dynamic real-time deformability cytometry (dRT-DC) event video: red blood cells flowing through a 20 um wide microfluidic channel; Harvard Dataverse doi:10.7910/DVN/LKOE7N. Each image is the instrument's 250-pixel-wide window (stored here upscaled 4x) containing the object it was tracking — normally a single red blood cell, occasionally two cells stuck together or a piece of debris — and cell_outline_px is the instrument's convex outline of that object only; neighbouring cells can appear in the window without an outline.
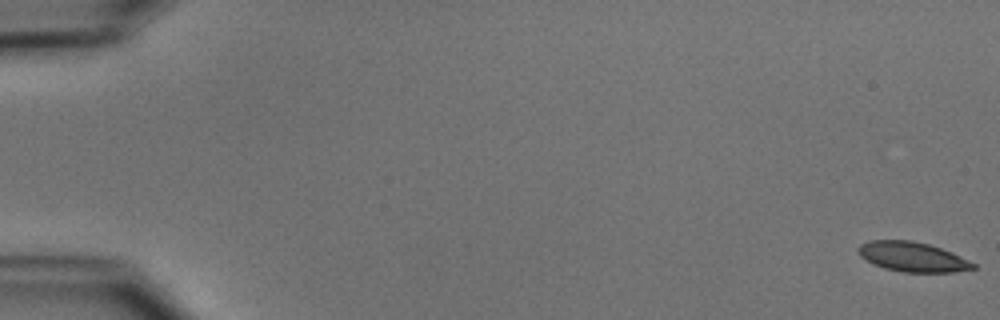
{"species": "common noctule bat (a hibernating species)", "species_latin": "Nyctalus noctula", "temperature_condition": "cold", "stored_images_in_passage": 52, "camera_frame_rate_fps": 3000, "um_per_image_px": 0.085, "animal": {"sex": "male", "body_mass_g": 15.6}, "frame": {"image": 1, "passage_image": 1, "time_ms": 0.0, "image_size_px": [1000, 320], "cell_outline_px": [[976, 268], [952, 272], [904, 272], [884, 268], [860, 256], [856, 248], [860, 244], [868, 240], [912, 240], [928, 244], [952, 252], [976, 264]], "centroid_in_image_um": [77.55, 21.82], "position_along_channel_um": 7.4, "area_um2": 19.77}}
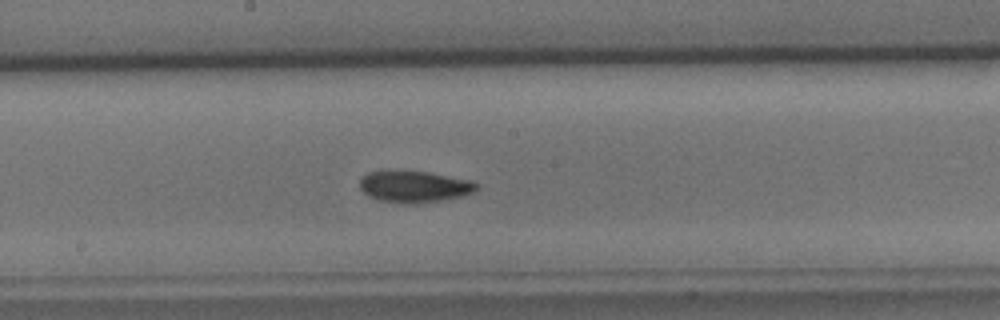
{"frame": {"image": 2, "passage_image": 29, "time_ms": 9.333, "image_size_px": [1000, 320], "cell_outline_px": [[480, 184], [472, 192], [460, 196], [444, 200], [416, 204], [408, 204], [380, 200], [368, 196], [360, 188], [360, 176], [368, 172], [384, 168], [388, 168], [428, 172], [472, 180]], "centroid_in_image_um": [35.15, 15.82], "position_along_channel_um": 213.0, "area_um2": 22.2}}
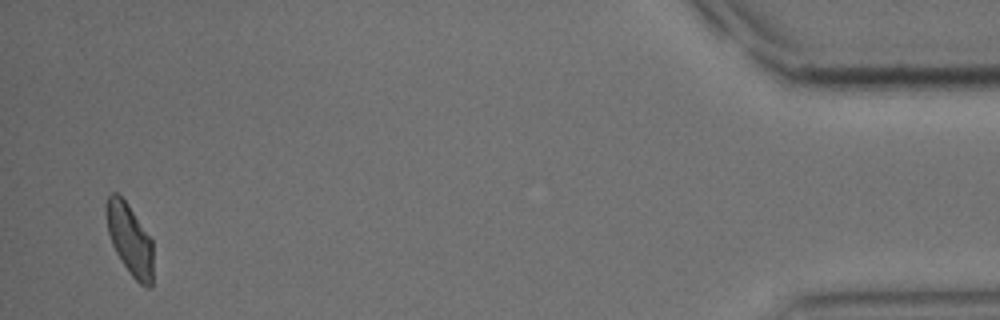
{"frame": {"image": 3, "passage_image": 51, "time_ms": 16.667, "image_size_px": [1000, 320], "cell_outline_px": [[152, 288], [148, 288], [140, 284], [132, 276], [116, 252], [112, 244], [108, 232], [104, 208], [104, 204], [108, 196], [112, 192], [116, 192], [128, 204], [152, 240]], "centroid_in_image_um": [11.01, 20.33], "position_along_channel_um": 424.2, "area_um2": 19.36}}